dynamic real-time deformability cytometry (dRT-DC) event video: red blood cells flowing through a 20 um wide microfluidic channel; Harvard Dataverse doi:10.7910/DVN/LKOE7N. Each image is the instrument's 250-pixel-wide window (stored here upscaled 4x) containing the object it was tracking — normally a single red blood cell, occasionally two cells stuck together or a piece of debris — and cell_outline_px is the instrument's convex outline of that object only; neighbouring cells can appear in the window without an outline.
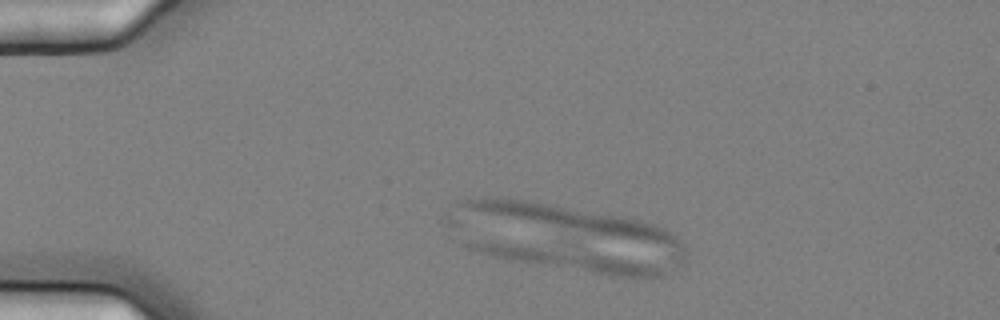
{"species": "common noctule bat (a hibernating species)", "species_latin": "Nyctalus noctula", "temperature_condition": "cold", "stored_images_in_passage": 4, "camera_frame_rate_fps": 3000, "um_per_image_px": 0.085, "animal": {"sex": "female", "body_mass_g": 25.1}, "frame": {"image": 1, "passage_image": 2, "time_ms": 0.333, "image_size_px": [1000, 320], "cell_outline_px": [[664, 276], [608, 276], [508, 260], [468, 248], [464, 244], [508, 244], [556, 248], [628, 260], [664, 268]], "centroid_in_image_um": [48.37, 22.11], "position_along_channel_um": 36.6, "area_um2": 22.14}}